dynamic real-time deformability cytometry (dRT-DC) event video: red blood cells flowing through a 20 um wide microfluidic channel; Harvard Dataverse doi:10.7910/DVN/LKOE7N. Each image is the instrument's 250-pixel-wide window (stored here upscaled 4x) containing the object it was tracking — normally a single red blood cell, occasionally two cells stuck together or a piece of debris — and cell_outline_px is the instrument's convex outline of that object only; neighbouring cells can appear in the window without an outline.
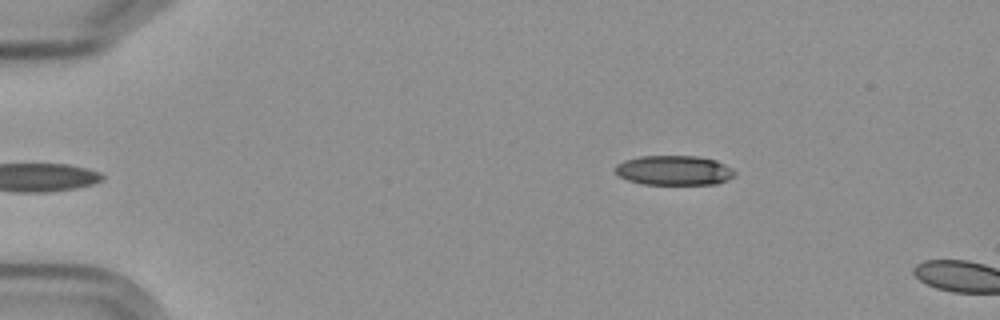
{"species": "Egyptian fruit bat (a non-hibernating species)", "species_latin": "Rousettus aegyptiacus", "temperature_condition": "cold", "stored_images_in_passage": 5, "camera_frame_rate_fps": 3000, "um_per_image_px": 0.085, "frame": {"image": 1, "passage_image": 5, "time_ms": 4.667, "image_size_px": [1000, 320], "cell_outline_px": [[736, 176], [728, 180], [716, 184], [640, 184], [616, 176], [612, 168], [616, 164], [624, 160], [640, 156], [696, 156], [716, 160], [732, 168], [736, 172]], "centroid_in_image_um": [57.25, 14.48], "position_along_channel_um": 27.7, "area_um2": 21.04}}